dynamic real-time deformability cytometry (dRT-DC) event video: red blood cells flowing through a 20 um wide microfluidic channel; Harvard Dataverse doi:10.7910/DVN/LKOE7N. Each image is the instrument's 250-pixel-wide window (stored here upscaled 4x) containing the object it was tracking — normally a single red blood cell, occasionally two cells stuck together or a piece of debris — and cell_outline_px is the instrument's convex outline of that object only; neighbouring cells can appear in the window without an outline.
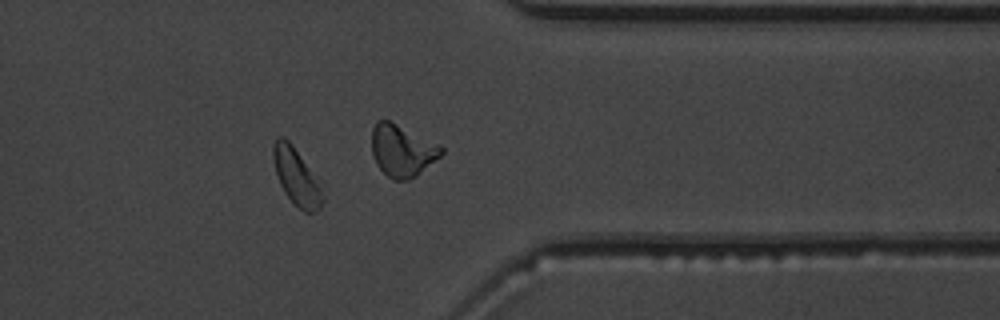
{"species": "common noctule bat (a hibernating species)", "species_latin": "Nyctalus noctula", "temperature_condition": "warm", "stored_images_in_passage": 39, "camera_frame_rate_fps": 3000, "um_per_image_px": 0.085, "animal": {"sex": "male", "body_mass_g": 19.5, "forearm_length_mm": 54.6}, "frame": {"image": 1, "passage_image": 28, "time_ms": 9.0, "image_size_px": [1000, 320], "cell_outline_px": [[324, 200], [320, 208], [316, 212], [304, 212], [284, 192], [280, 184], [276, 172], [272, 156], [272, 148], [276, 136], [284, 136], [292, 144], [324, 184]], "centroid_in_image_um": [25.25, 15.0], "position_along_channel_um": 386.1, "area_um2": 16.88}}
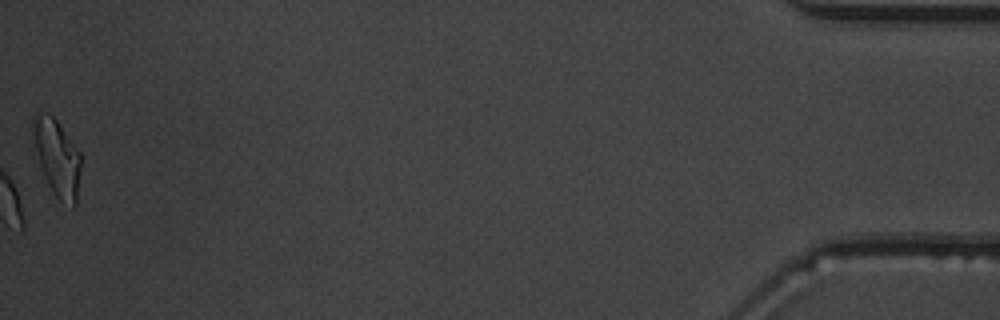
{"frame": {"image": 2, "passage_image": 39, "time_ms": 12.667, "image_size_px": [1000, 320], "cell_outline_px": [[80, 172], [76, 204], [72, 208], [60, 200], [52, 192], [32, 156], [32, 116], [36, 112], [48, 112], [56, 120], [80, 152]], "centroid_in_image_um": [4.77, 13.38], "position_along_channel_um": 430.4, "area_um2": 22.25}, "authors_computed_cell_mechanics": {"area_um2": 17.051, "velocity_mm_per_s": 3.7827, "shape_relaxation_time_tau1_ms": null, "shape_relaxation_time_tau2_ms": 1.6417, "deformation_change_tau1": null, "deformation_change_tau2": 0.0659}}